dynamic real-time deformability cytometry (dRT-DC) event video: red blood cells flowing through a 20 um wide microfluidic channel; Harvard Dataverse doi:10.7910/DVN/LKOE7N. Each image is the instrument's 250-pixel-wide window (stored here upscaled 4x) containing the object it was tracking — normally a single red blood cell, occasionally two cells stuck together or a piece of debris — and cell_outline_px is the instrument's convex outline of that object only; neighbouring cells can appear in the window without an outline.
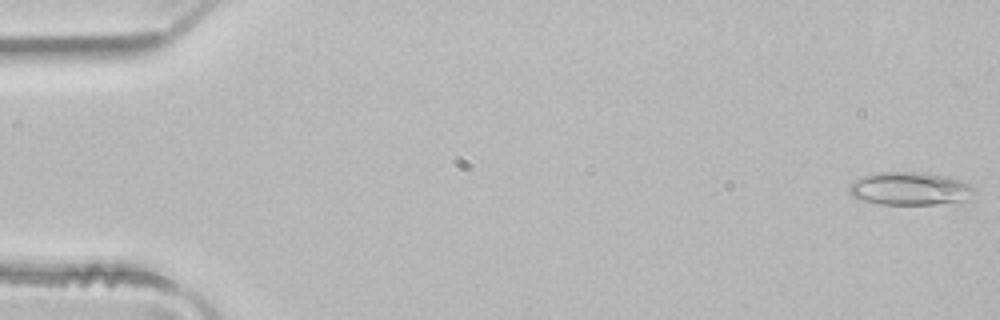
{"species": "common noctule bat (a hibernating species)", "species_latin": "Nyctalus noctula", "temperature_condition": "room temperature", "stored_images_in_passage": 4, "camera_frame_rate_fps": 3000, "um_per_image_px": 0.085, "animal": {"sex": "male", "body_mass_g": 21.5, "forearm_length_mm": 52.0}, "frame": {"image": 1, "passage_image": 1, "time_ms": 0.0, "image_size_px": [1000, 320], "cell_outline_px": [[976, 192], [964, 208], [880, 204], [864, 200], [852, 196], [848, 192], [848, 184], [864, 176], [880, 172], [912, 172], [948, 176], [960, 180], [968, 184]], "centroid_in_image_um": [77.54, 16.13], "position_along_channel_um": 7.5, "area_um2": 25.72}}